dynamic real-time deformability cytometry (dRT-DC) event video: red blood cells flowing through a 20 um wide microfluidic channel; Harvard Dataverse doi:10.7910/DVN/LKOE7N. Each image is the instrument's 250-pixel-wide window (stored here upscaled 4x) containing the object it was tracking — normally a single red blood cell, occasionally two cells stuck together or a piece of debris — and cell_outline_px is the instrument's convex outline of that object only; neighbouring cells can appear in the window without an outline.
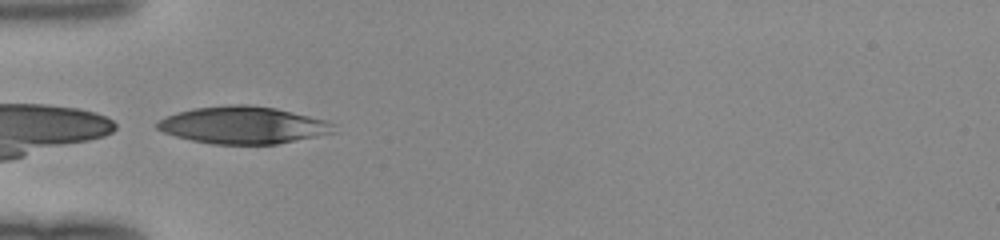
{"species": "human", "species_latin": "Homo sapiens", "temperature_condition": "room temperature", "stored_images_in_passage": 34, "camera_frame_rate_fps": 3000, "um_per_image_px": 0.085, "donor": {"sex": "female"}, "frame": {"image": 1, "passage_image": 1, "time_ms": 0.0, "image_size_px": [1000, 240], "cell_outline_px": [[336, 132], [276, 144], [212, 144], [192, 140], [176, 136], [164, 132], [156, 128], [156, 124], [160, 120], [168, 116], [192, 108], [232, 104], [248, 104], [276, 108], [328, 120], [336, 124]], "centroid_in_image_um": [20.72, 10.63], "position_along_channel_um": 64.3, "area_um2": 38.26}}
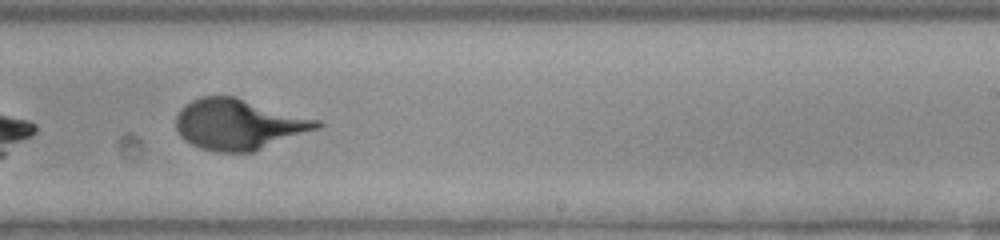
{"frame": {"image": 2, "passage_image": 16, "time_ms": 5.0, "image_size_px": [1000, 240], "cell_outline_px": [[324, 124], [320, 128], [252, 152], [216, 152], [200, 148], [184, 140], [180, 136], [176, 128], [176, 116], [180, 108], [192, 100], [204, 96], [236, 96], [320, 120]], "centroid_in_image_um": [20.29, 10.56], "position_along_channel_um": 268.7, "area_um2": 41.73}}
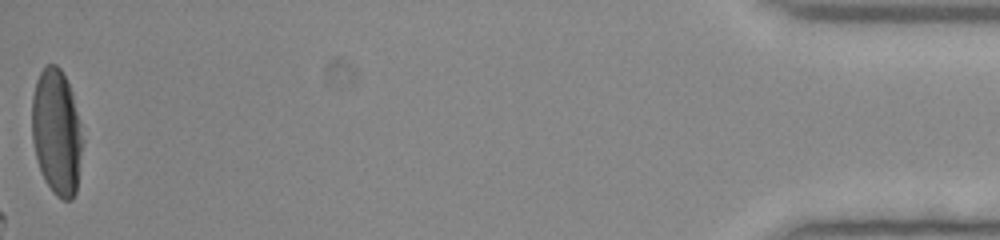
{"frame": {"image": 3, "passage_image": 34, "time_ms": 11.0, "image_size_px": [1000, 240], "cell_outline_px": [[84, 140], [76, 192], [72, 200], [64, 200], [56, 196], [52, 192], [44, 180], [40, 172], [36, 160], [32, 140], [32, 96], [36, 80], [40, 72], [48, 64], [56, 64], [60, 68], [72, 92]], "centroid_in_image_um": [4.81, 11.27], "position_along_channel_um": 430.4, "area_um2": 37.57}}